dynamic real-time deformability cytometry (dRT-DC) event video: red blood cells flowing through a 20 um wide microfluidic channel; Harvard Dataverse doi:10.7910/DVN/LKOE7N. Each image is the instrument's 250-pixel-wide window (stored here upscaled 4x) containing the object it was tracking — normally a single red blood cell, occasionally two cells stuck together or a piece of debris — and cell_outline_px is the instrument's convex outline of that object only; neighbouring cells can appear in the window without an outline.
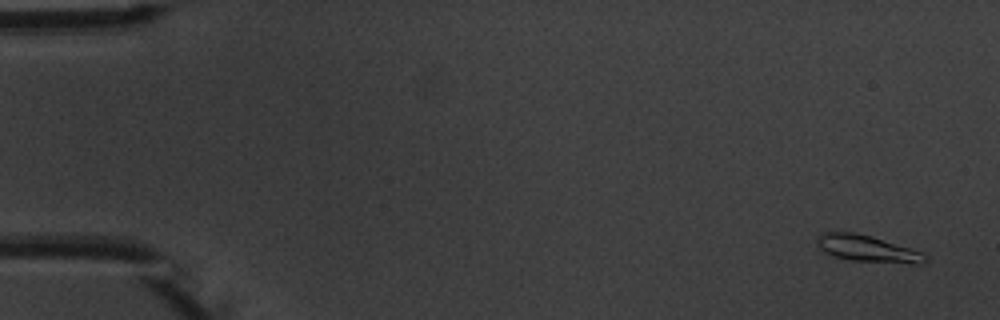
{"species": "common noctule bat (a hibernating species)", "species_latin": "Nyctalus noctula", "temperature_condition": "warm", "stored_images_in_passage": 5, "camera_frame_rate_fps": 3000, "um_per_image_px": 0.085, "animal": {"sex": "male", "body_mass_g": 20.1, "forearm_length_mm": 53.5}, "frame": {"image": 1, "passage_image": 1, "time_ms": 0.0, "image_size_px": [1000, 320], "cell_outline_px": [[928, 260], [924, 264], [912, 264], [852, 260], [832, 256], [824, 252], [816, 244], [816, 236], [824, 232], [852, 232], [872, 236], [912, 248], [924, 252], [928, 256]], "centroid_in_image_um": [73.77, 21.14], "position_along_channel_um": 11.2, "area_um2": 17.11}}